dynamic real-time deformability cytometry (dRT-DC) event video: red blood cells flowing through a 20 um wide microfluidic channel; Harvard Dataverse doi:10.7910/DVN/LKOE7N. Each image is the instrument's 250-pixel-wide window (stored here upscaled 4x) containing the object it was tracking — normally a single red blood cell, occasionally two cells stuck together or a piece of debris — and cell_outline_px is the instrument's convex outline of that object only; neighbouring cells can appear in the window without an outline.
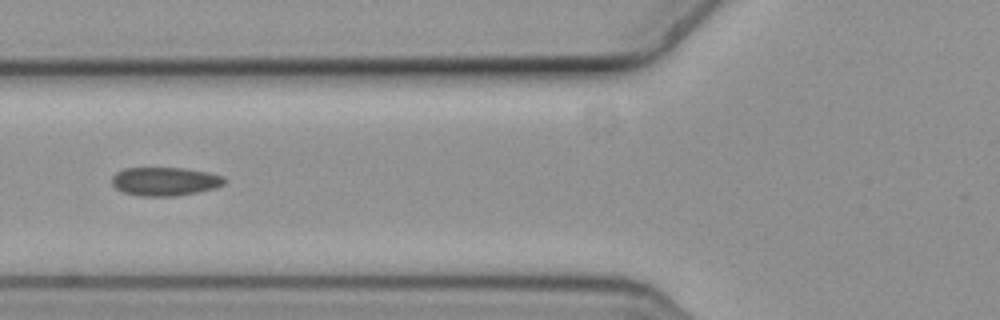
{"species": "common noctule bat (a hibernating species)", "species_latin": "Nyctalus noctula", "temperature_condition": "cold", "stored_images_in_passage": 13, "camera_frame_rate_fps": 3000, "um_per_image_px": 0.085, "animal": {"sex": "female", "body_mass_g": 19.3, "forearm_length_mm": 54.1}, "frame": {"image": 1, "passage_image": 4, "time_ms": 1.0, "image_size_px": [1000, 320], "cell_outline_px": [[228, 180], [224, 184], [216, 188], [176, 196], [140, 196], [124, 192], [116, 188], [112, 184], [112, 176], [116, 172], [124, 168], [184, 168], [208, 172], [224, 176]], "centroid_in_image_um": [14.04, 15.41], "position_along_channel_um": 111.8, "area_um2": 18.84}}
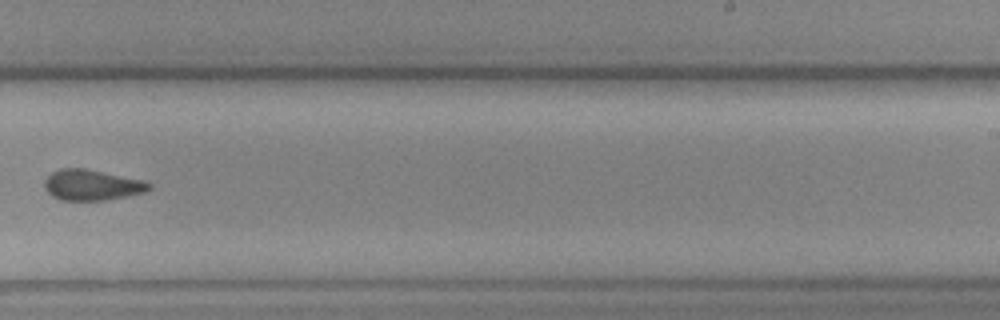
{"frame": {"image": 2, "passage_image": 8, "time_ms": 2.333, "image_size_px": [1000, 320], "cell_outline_px": [[152, 188], [144, 192], [104, 200], [60, 200], [52, 196], [48, 192], [44, 184], [44, 180], [52, 172], [60, 168], [84, 168], [140, 180], [152, 184]], "centroid_in_image_um": [7.77, 15.72], "position_along_channel_um": 281.2, "area_um2": 18.38}}
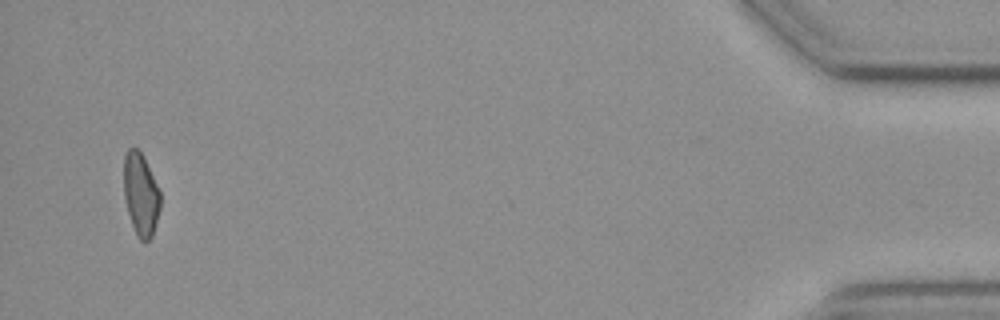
{"frame": {"image": 3, "passage_image": 13, "time_ms": 4.0, "image_size_px": [1000, 320], "cell_outline_px": [[160, 208], [152, 236], [144, 244], [136, 236], [128, 212], [124, 196], [124, 156], [128, 148], [136, 148], [144, 156], [160, 192]], "centroid_in_image_um": [11.96, 16.53], "position_along_channel_um": 423.2, "area_um2": 17.57}}